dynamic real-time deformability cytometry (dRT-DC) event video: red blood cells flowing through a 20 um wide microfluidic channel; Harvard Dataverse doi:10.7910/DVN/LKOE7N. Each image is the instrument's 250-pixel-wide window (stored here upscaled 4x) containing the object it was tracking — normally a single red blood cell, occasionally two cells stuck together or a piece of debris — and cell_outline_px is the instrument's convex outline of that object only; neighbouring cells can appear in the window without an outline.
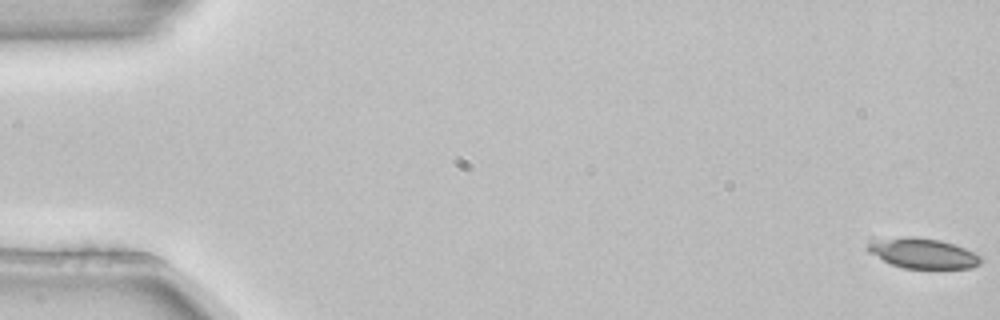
{"species": "common noctule bat (a hibernating species)", "species_latin": "Nyctalus noctula", "temperature_condition": "room temperature", "stored_images_in_passage": 4, "segment_of_instrument_passage": [2, 2], "camera_frame_rate_fps": 3000, "um_per_image_px": 0.085, "animal": {"sex": "female", "body_mass_g": 22.7, "forearm_length_mm": 54.2}, "frame": {"image": 1, "passage_image": 4, "time_ms": 1.0, "image_size_px": [1000, 320], "cell_outline_px": [[980, 264], [972, 268], [904, 268], [892, 264], [868, 252], [864, 248], [868, 236], [916, 236], [940, 240], [964, 248], [980, 256]], "centroid_in_image_um": [78.26, 21.47], "position_along_channel_um": 6.7, "area_um2": 20.52}}